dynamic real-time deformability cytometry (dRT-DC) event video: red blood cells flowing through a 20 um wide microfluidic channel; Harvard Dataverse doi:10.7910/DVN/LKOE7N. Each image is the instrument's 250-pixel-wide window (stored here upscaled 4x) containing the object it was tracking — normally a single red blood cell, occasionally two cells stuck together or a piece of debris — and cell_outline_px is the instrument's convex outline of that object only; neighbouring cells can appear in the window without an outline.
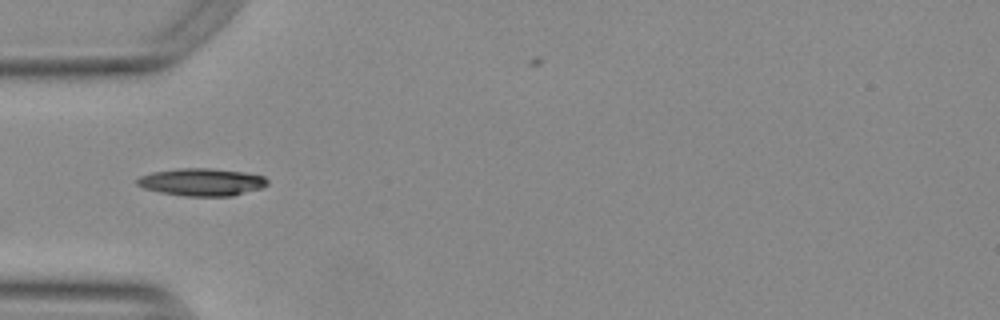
{"species": "Egyptian fruit bat (a non-hibernating species)", "species_latin": "Rousettus aegyptiacus", "temperature_condition": "warm", "stored_images_in_passage": 38, "camera_frame_rate_fps": 3000, "um_per_image_px": 0.085, "animal": {"sex": "female"}, "frame": {"image": 1, "passage_image": 1, "time_ms": 0.0, "image_size_px": [1000, 320], "cell_outline_px": [[268, 184], [260, 188], [232, 196], [184, 196], [160, 192], [144, 188], [136, 184], [136, 180], [140, 176], [152, 172], [176, 168], [212, 168], [244, 172], [264, 176], [268, 180]], "centroid_in_image_um": [17.13, 15.47], "position_along_channel_um": 67.9, "area_um2": 20.92}}
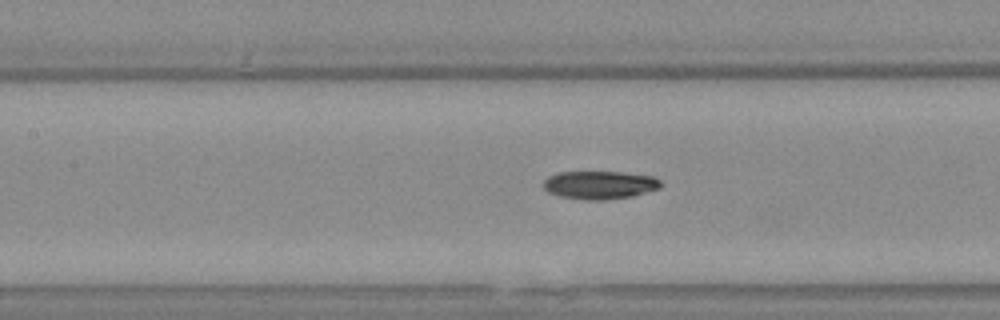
{"frame": {"image": 2, "passage_image": 8, "time_ms": 2.333, "image_size_px": [1000, 320], "cell_outline_px": [[660, 188], [632, 196], [600, 200], [588, 200], [560, 196], [548, 192], [544, 188], [544, 180], [548, 176], [560, 172], [620, 172], [656, 176], [660, 180]], "centroid_in_image_um": [50.98, 15.71], "position_along_channel_um": 156.4, "area_um2": 19.13}}
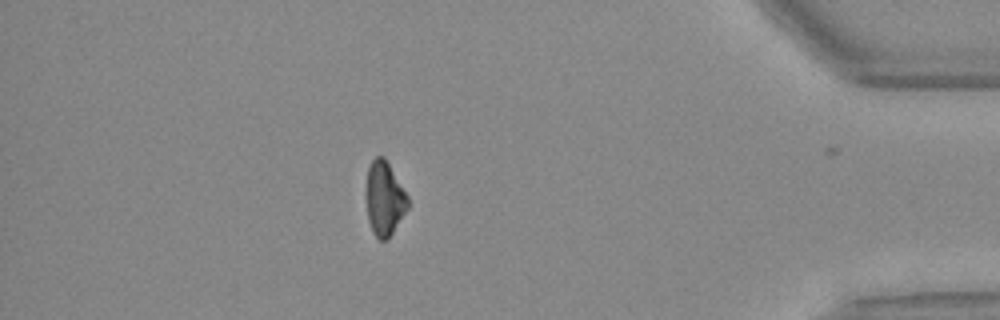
{"frame": {"image": 3, "passage_image": 31, "time_ms": 10.0, "image_size_px": [1000, 320], "cell_outline_px": [[408, 208], [392, 232], [384, 240], [380, 240], [372, 232], [368, 220], [364, 192], [368, 168], [372, 160], [376, 156], [384, 156], [408, 196]], "centroid_in_image_um": [32.63, 16.85], "position_along_channel_um": 402.6, "area_um2": 18.09}}